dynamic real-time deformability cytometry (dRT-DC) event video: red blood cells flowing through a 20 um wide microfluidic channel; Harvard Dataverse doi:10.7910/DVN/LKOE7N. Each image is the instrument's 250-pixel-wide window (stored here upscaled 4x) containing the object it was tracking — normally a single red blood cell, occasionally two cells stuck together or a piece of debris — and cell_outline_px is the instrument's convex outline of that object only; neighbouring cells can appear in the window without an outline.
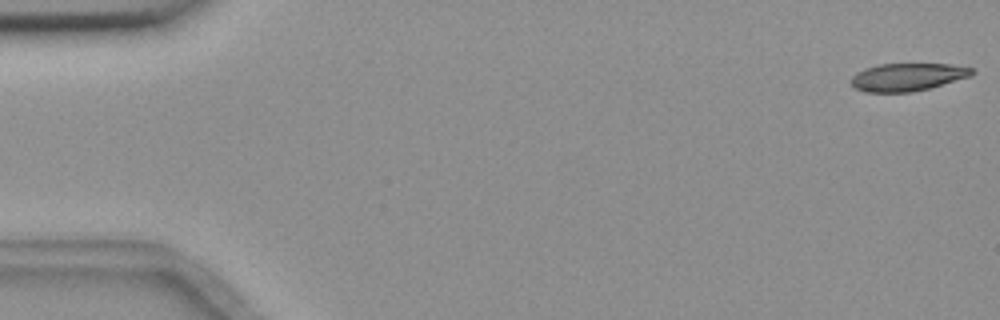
{"species": "common noctule bat (a hibernating species)", "species_latin": "Nyctalus noctula", "temperature_condition": "room temperature", "stored_images_in_passage": 54, "camera_frame_rate_fps": 3000, "um_per_image_px": 0.085, "animal": {"sex": "female", "body_mass_g": 18.4}, "frame": {"image": 1, "passage_image": 1, "time_ms": 0.0, "image_size_px": [1000, 320], "cell_outline_px": [[976, 72], [972, 76], [928, 88], [912, 92], [864, 92], [856, 88], [852, 84], [852, 76], [856, 72], [864, 68], [876, 64], [952, 64], [972, 68]], "centroid_in_image_um": [77.14, 6.54], "position_along_channel_um": 7.9, "area_um2": 19.59}}
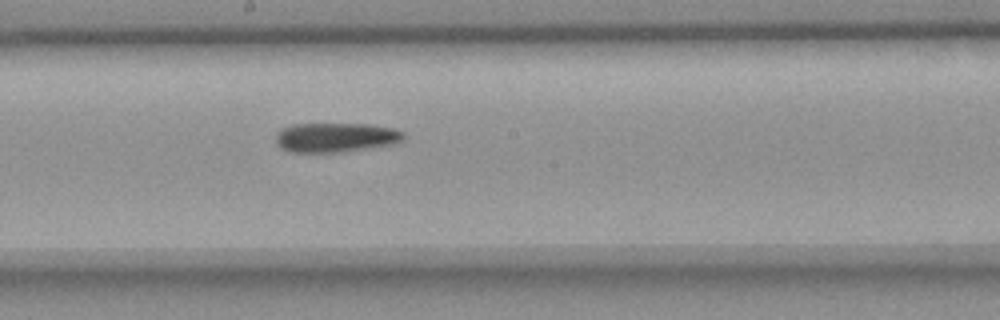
{"frame": {"image": 2, "passage_image": 30, "time_ms": 9.667, "image_size_px": [1000, 320], "cell_outline_px": [[404, 136], [400, 140], [388, 144], [340, 152], [292, 152], [276, 144], [276, 132], [292, 124], [368, 124], [392, 128], [404, 132]], "centroid_in_image_um": [28.47, 11.67], "position_along_channel_um": 219.7, "area_um2": 21.44}}
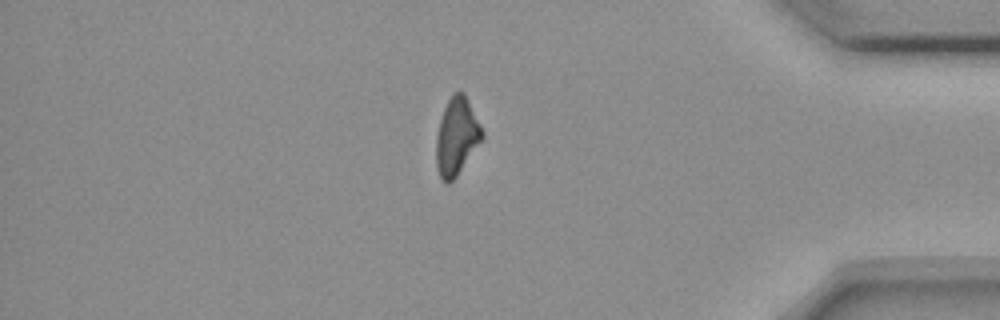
{"frame": {"image": 3, "passage_image": 47, "time_ms": 15.333, "image_size_px": [1000, 320], "cell_outline_px": [[484, 136], [456, 176], [448, 184], [444, 184], [440, 180], [436, 168], [436, 136], [440, 120], [444, 108], [452, 92], [464, 92], [484, 132]], "centroid_in_image_um": [38.79, 11.61], "position_along_channel_um": 396.4, "area_um2": 20.63}}